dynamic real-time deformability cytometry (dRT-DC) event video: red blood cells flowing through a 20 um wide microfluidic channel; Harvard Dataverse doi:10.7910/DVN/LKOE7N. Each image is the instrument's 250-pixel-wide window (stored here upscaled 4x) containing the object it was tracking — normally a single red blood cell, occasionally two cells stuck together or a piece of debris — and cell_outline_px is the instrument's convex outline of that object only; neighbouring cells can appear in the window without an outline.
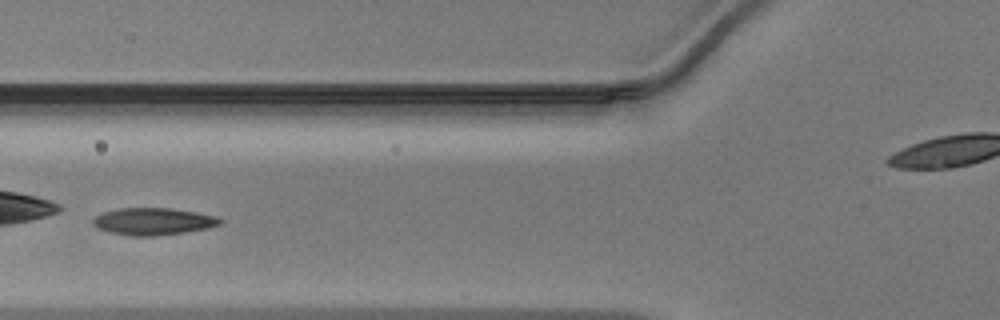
{"species": "Egyptian fruit bat (a non-hibernating species)", "species_latin": "Rousettus aegyptiacus", "temperature_condition": "warm", "stored_images_in_passage": 44, "camera_frame_rate_fps": 3000, "um_per_image_px": 0.085, "animal": {"sex": "male"}, "frame": {"image": 1, "passage_image": 19, "time_ms": 6.0, "image_size_px": [1000, 320], "cell_outline_px": [[224, 220], [220, 224], [208, 228], [184, 232], [156, 236], [132, 236], [112, 232], [96, 228], [92, 224], [92, 220], [96, 216], [104, 212], [120, 208], [172, 208], [196, 212], [216, 216]], "centroid_in_image_um": [13.03, 18.82], "position_along_channel_um": 112.8, "area_um2": 20.06}}